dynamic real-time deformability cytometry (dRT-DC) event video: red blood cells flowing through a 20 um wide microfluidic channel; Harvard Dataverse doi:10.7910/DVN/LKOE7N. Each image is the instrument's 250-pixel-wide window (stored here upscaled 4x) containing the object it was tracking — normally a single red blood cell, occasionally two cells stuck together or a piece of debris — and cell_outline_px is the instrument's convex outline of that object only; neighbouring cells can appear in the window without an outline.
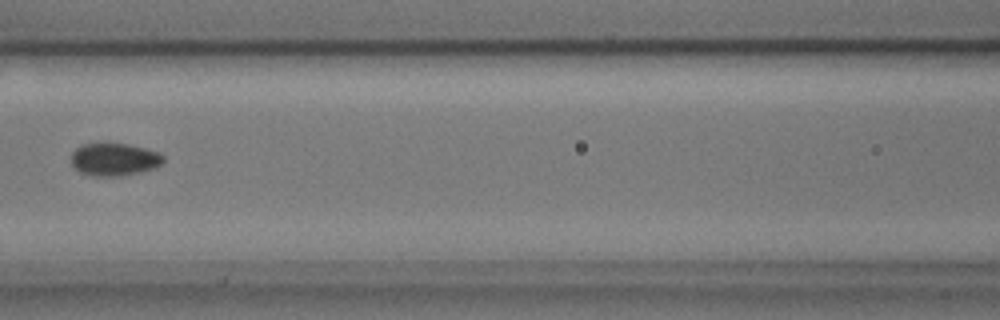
{"species": "common noctule bat (a hibernating species)", "species_latin": "Nyctalus noctula", "temperature_condition": "cold", "stored_images_in_passage": 8, "camera_frame_rate_fps": 3000, "um_per_image_px": 0.085, "animal": {"sex": "male", "body_mass_g": 17.9, "forearm_length_mm": 54.2}, "frame": {"image": 1, "passage_image": 8, "time_ms": 2.333, "image_size_px": [1000, 320], "cell_outline_px": [[164, 160], [156, 168], [140, 172], [120, 176], [92, 176], [80, 172], [72, 164], [72, 152], [76, 148], [84, 144], [128, 144], [160, 152], [164, 156]], "centroid_in_image_um": [9.74, 13.56], "position_along_channel_um": 156.9, "area_um2": 17.46}}